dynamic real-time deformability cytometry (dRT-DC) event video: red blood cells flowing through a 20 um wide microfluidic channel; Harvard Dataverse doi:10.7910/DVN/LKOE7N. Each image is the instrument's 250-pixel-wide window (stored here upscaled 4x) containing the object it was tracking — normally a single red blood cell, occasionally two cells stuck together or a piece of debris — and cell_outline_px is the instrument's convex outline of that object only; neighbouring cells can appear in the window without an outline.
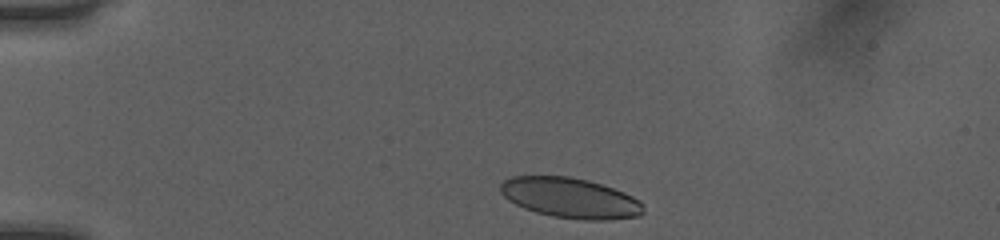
{"species": "human", "species_latin": "Homo sapiens", "temperature_condition": "room temperature", "stored_images_in_passage": 37, "camera_frame_rate_fps": 3000, "um_per_image_px": 0.085, "donor": {"sex": "female"}, "frame": {"image": 1, "passage_image": 1, "time_ms": 0.0, "image_size_px": [1000, 240], "cell_outline_px": [[644, 212], [640, 216], [612, 220], [584, 220], [552, 216], [536, 212], [524, 208], [508, 200], [500, 192], [500, 184], [504, 180], [512, 176], [568, 176], [588, 180], [624, 192], [640, 200], [644, 204]], "centroid_in_image_um": [48.5, 16.83], "position_along_channel_um": 36.5, "area_um2": 33.7}}
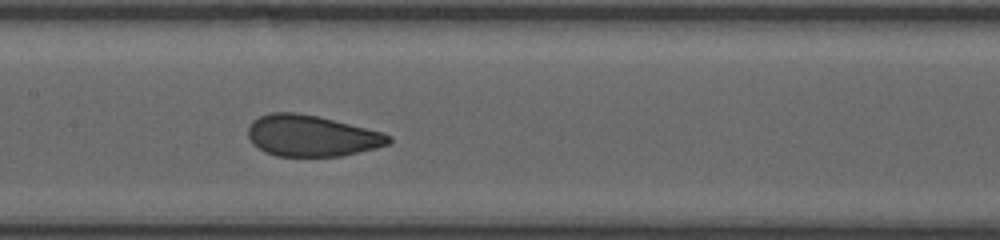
{"frame": {"image": 2, "passage_image": 16, "time_ms": 5.0, "image_size_px": [1000, 240], "cell_outline_px": [[392, 140], [388, 144], [376, 148], [344, 156], [276, 156], [264, 152], [252, 144], [248, 136], [248, 128], [252, 120], [260, 116], [272, 112], [296, 112], [316, 116], [384, 132], [392, 136]], "centroid_in_image_um": [26.48, 11.55], "position_along_channel_um": 180.9, "area_um2": 33.93}}
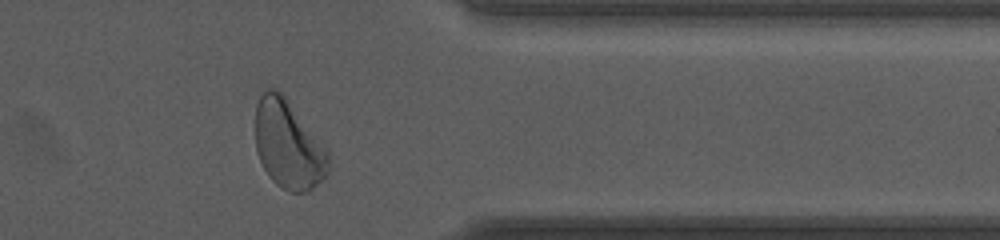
{"frame": {"image": 3, "passage_image": 32, "time_ms": 10.333, "image_size_px": [1000, 240], "cell_outline_px": [[328, 172], [308, 192], [292, 192], [280, 188], [268, 176], [256, 152], [256, 104], [260, 96], [268, 88], [276, 88], [284, 96], [328, 148]], "centroid_in_image_um": [24.5, 12.3], "position_along_channel_um": 386.9, "area_um2": 37.57}, "authors_computed_cell_mechanics": {"area_um2": 34.0442, "velocity_mm_per_s": 4.0289, "shape_relaxation_time_tau1_ms": 4.5662, "shape_relaxation_time_tau2_ms": null, "deformation_change_tau1": 0.1385, "deformation_change_tau2": null}}